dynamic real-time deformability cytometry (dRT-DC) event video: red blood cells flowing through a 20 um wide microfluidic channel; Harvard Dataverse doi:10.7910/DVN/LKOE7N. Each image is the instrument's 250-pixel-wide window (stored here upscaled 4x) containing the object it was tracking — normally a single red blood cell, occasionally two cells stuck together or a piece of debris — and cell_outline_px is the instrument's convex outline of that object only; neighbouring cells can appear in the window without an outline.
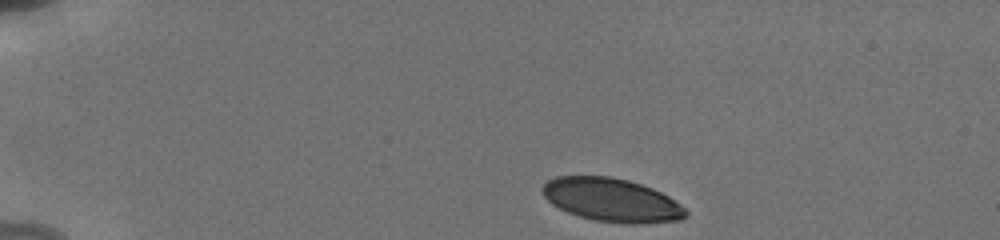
{"species": "human", "species_latin": "Homo sapiens", "temperature_condition": "cold", "stored_images_in_passage": 20, "camera_frame_rate_fps": 3000, "um_per_image_px": 0.085, "donor": {"sex": "male"}, "frame": {"image": 1, "passage_image": 1, "time_ms": 0.0, "image_size_px": [1000, 240], "cell_outline_px": [[688, 216], [680, 220], [636, 224], [628, 224], [596, 220], [580, 216], [568, 212], [552, 204], [544, 196], [540, 188], [548, 180], [556, 176], [612, 176], [628, 180], [652, 188], [668, 196], [680, 204], [688, 212]], "centroid_in_image_um": [52.0, 16.99], "position_along_channel_um": 33.0, "area_um2": 36.18}}
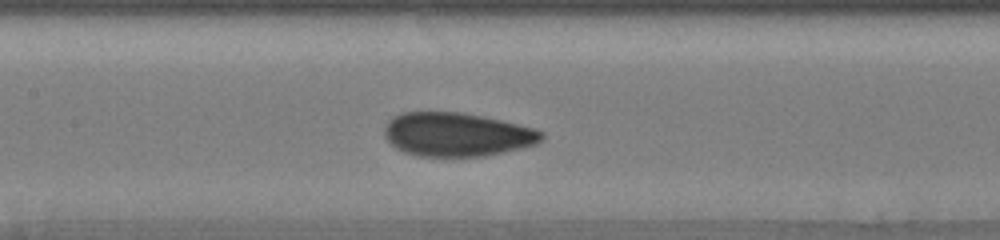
{"frame": {"image": 2, "passage_image": 8, "time_ms": 5.667, "image_size_px": [1000, 240], "cell_outline_px": [[544, 136], [536, 144], [504, 152], [484, 156], [420, 156], [404, 152], [396, 148], [384, 136], [384, 124], [392, 116], [400, 112], [460, 112], [500, 120], [532, 128], [544, 132]], "centroid_in_image_um": [38.78, 11.43], "position_along_channel_um": 168.6, "area_um2": 39.94}}
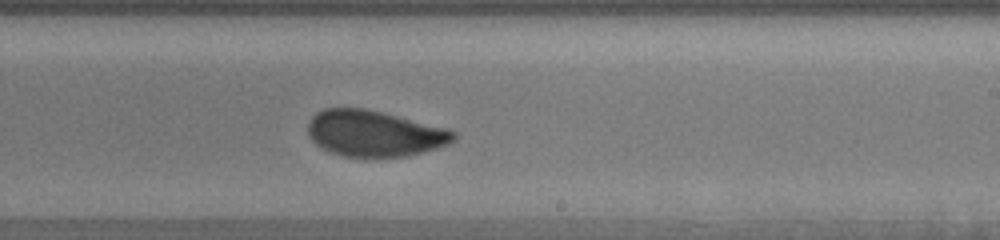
{"frame": {"image": 3, "passage_image": 11, "time_ms": 8.0, "image_size_px": [1000, 240], "cell_outline_px": [[456, 140], [448, 144], [436, 148], [404, 156], [340, 156], [328, 152], [320, 148], [308, 136], [308, 124], [312, 116], [316, 112], [324, 108], [364, 108], [448, 128], [456, 132]], "centroid_in_image_um": [31.79, 11.34], "position_along_channel_um": 257.2, "area_um2": 39.02}, "authors_computed_cell_mechanics": {"area_um2": 39.0439, "velocity_mm_per_s": 3.8171, "shape_relaxation_time_tau1_ms": 7.9833, "shape_relaxation_time_tau2_ms": null, "deformation_change_tau1": 0.1642, "deformation_change_tau2": null}}